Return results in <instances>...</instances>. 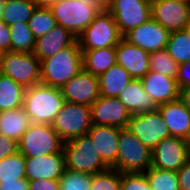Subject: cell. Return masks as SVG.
I'll list each match as a JSON object with an SVG mask.
<instances>
[{"instance_id": "14", "label": "cell", "mask_w": 190, "mask_h": 190, "mask_svg": "<svg viewBox=\"0 0 190 190\" xmlns=\"http://www.w3.org/2000/svg\"><path fill=\"white\" fill-rule=\"evenodd\" d=\"M92 124L126 128L132 113L117 97L99 96L90 106Z\"/></svg>"}, {"instance_id": "18", "label": "cell", "mask_w": 190, "mask_h": 190, "mask_svg": "<svg viewBox=\"0 0 190 190\" xmlns=\"http://www.w3.org/2000/svg\"><path fill=\"white\" fill-rule=\"evenodd\" d=\"M115 48L117 64L121 65L132 79H141L150 71V57L145 50L130 44L124 38Z\"/></svg>"}, {"instance_id": "36", "label": "cell", "mask_w": 190, "mask_h": 190, "mask_svg": "<svg viewBox=\"0 0 190 190\" xmlns=\"http://www.w3.org/2000/svg\"><path fill=\"white\" fill-rule=\"evenodd\" d=\"M92 175L65 169L59 179L60 190H90Z\"/></svg>"}, {"instance_id": "32", "label": "cell", "mask_w": 190, "mask_h": 190, "mask_svg": "<svg viewBox=\"0 0 190 190\" xmlns=\"http://www.w3.org/2000/svg\"><path fill=\"white\" fill-rule=\"evenodd\" d=\"M21 178H26V166L25 157L18 151L0 161V182Z\"/></svg>"}, {"instance_id": "20", "label": "cell", "mask_w": 190, "mask_h": 190, "mask_svg": "<svg viewBox=\"0 0 190 190\" xmlns=\"http://www.w3.org/2000/svg\"><path fill=\"white\" fill-rule=\"evenodd\" d=\"M143 89L157 105L179 99L180 89L175 78L149 71L141 79Z\"/></svg>"}, {"instance_id": "28", "label": "cell", "mask_w": 190, "mask_h": 190, "mask_svg": "<svg viewBox=\"0 0 190 190\" xmlns=\"http://www.w3.org/2000/svg\"><path fill=\"white\" fill-rule=\"evenodd\" d=\"M37 5L33 0L4 1L1 20L8 26L17 22H26L31 18Z\"/></svg>"}, {"instance_id": "50", "label": "cell", "mask_w": 190, "mask_h": 190, "mask_svg": "<svg viewBox=\"0 0 190 190\" xmlns=\"http://www.w3.org/2000/svg\"><path fill=\"white\" fill-rule=\"evenodd\" d=\"M189 31H190V20H189V23H188V28H187Z\"/></svg>"}, {"instance_id": "25", "label": "cell", "mask_w": 190, "mask_h": 190, "mask_svg": "<svg viewBox=\"0 0 190 190\" xmlns=\"http://www.w3.org/2000/svg\"><path fill=\"white\" fill-rule=\"evenodd\" d=\"M31 123L23 107L0 111V134L18 142Z\"/></svg>"}, {"instance_id": "17", "label": "cell", "mask_w": 190, "mask_h": 190, "mask_svg": "<svg viewBox=\"0 0 190 190\" xmlns=\"http://www.w3.org/2000/svg\"><path fill=\"white\" fill-rule=\"evenodd\" d=\"M26 179L28 181L47 179L59 180L66 169L63 151L51 155L25 158Z\"/></svg>"}, {"instance_id": "6", "label": "cell", "mask_w": 190, "mask_h": 190, "mask_svg": "<svg viewBox=\"0 0 190 190\" xmlns=\"http://www.w3.org/2000/svg\"><path fill=\"white\" fill-rule=\"evenodd\" d=\"M25 158L51 155L63 151L64 142L52 125L31 123L18 142Z\"/></svg>"}, {"instance_id": "27", "label": "cell", "mask_w": 190, "mask_h": 190, "mask_svg": "<svg viewBox=\"0 0 190 190\" xmlns=\"http://www.w3.org/2000/svg\"><path fill=\"white\" fill-rule=\"evenodd\" d=\"M25 87L0 73V111L23 107Z\"/></svg>"}, {"instance_id": "3", "label": "cell", "mask_w": 190, "mask_h": 190, "mask_svg": "<svg viewBox=\"0 0 190 190\" xmlns=\"http://www.w3.org/2000/svg\"><path fill=\"white\" fill-rule=\"evenodd\" d=\"M49 8L57 24L69 30L76 38L103 10L101 5L91 0H58Z\"/></svg>"}, {"instance_id": "47", "label": "cell", "mask_w": 190, "mask_h": 190, "mask_svg": "<svg viewBox=\"0 0 190 190\" xmlns=\"http://www.w3.org/2000/svg\"><path fill=\"white\" fill-rule=\"evenodd\" d=\"M3 9H4V0H0V19L2 17Z\"/></svg>"}, {"instance_id": "44", "label": "cell", "mask_w": 190, "mask_h": 190, "mask_svg": "<svg viewBox=\"0 0 190 190\" xmlns=\"http://www.w3.org/2000/svg\"><path fill=\"white\" fill-rule=\"evenodd\" d=\"M179 99L183 102L186 108L190 111V85L183 87L180 90Z\"/></svg>"}, {"instance_id": "33", "label": "cell", "mask_w": 190, "mask_h": 190, "mask_svg": "<svg viewBox=\"0 0 190 190\" xmlns=\"http://www.w3.org/2000/svg\"><path fill=\"white\" fill-rule=\"evenodd\" d=\"M145 174L151 190H180L177 172L150 167Z\"/></svg>"}, {"instance_id": "10", "label": "cell", "mask_w": 190, "mask_h": 190, "mask_svg": "<svg viewBox=\"0 0 190 190\" xmlns=\"http://www.w3.org/2000/svg\"><path fill=\"white\" fill-rule=\"evenodd\" d=\"M106 9L123 36L151 19V0H110Z\"/></svg>"}, {"instance_id": "40", "label": "cell", "mask_w": 190, "mask_h": 190, "mask_svg": "<svg viewBox=\"0 0 190 190\" xmlns=\"http://www.w3.org/2000/svg\"><path fill=\"white\" fill-rule=\"evenodd\" d=\"M11 51V33L9 26L0 19V52Z\"/></svg>"}, {"instance_id": "31", "label": "cell", "mask_w": 190, "mask_h": 190, "mask_svg": "<svg viewBox=\"0 0 190 190\" xmlns=\"http://www.w3.org/2000/svg\"><path fill=\"white\" fill-rule=\"evenodd\" d=\"M28 25L34 38L38 39L47 34L58 24L49 7L37 6L33 11L31 18L28 20Z\"/></svg>"}, {"instance_id": "39", "label": "cell", "mask_w": 190, "mask_h": 190, "mask_svg": "<svg viewBox=\"0 0 190 190\" xmlns=\"http://www.w3.org/2000/svg\"><path fill=\"white\" fill-rule=\"evenodd\" d=\"M29 190H60L59 180H31L29 181Z\"/></svg>"}, {"instance_id": "11", "label": "cell", "mask_w": 190, "mask_h": 190, "mask_svg": "<svg viewBox=\"0 0 190 190\" xmlns=\"http://www.w3.org/2000/svg\"><path fill=\"white\" fill-rule=\"evenodd\" d=\"M126 129L133 133L151 151L160 141L171 136L158 109L132 115Z\"/></svg>"}, {"instance_id": "13", "label": "cell", "mask_w": 190, "mask_h": 190, "mask_svg": "<svg viewBox=\"0 0 190 190\" xmlns=\"http://www.w3.org/2000/svg\"><path fill=\"white\" fill-rule=\"evenodd\" d=\"M151 18L170 33L188 28L190 5L176 0H151Z\"/></svg>"}, {"instance_id": "37", "label": "cell", "mask_w": 190, "mask_h": 190, "mask_svg": "<svg viewBox=\"0 0 190 190\" xmlns=\"http://www.w3.org/2000/svg\"><path fill=\"white\" fill-rule=\"evenodd\" d=\"M121 190H151L145 173H121Z\"/></svg>"}, {"instance_id": "35", "label": "cell", "mask_w": 190, "mask_h": 190, "mask_svg": "<svg viewBox=\"0 0 190 190\" xmlns=\"http://www.w3.org/2000/svg\"><path fill=\"white\" fill-rule=\"evenodd\" d=\"M90 190H121V173L109 168L93 174Z\"/></svg>"}, {"instance_id": "49", "label": "cell", "mask_w": 190, "mask_h": 190, "mask_svg": "<svg viewBox=\"0 0 190 190\" xmlns=\"http://www.w3.org/2000/svg\"><path fill=\"white\" fill-rule=\"evenodd\" d=\"M189 142V159H190V139L188 140Z\"/></svg>"}, {"instance_id": "23", "label": "cell", "mask_w": 190, "mask_h": 190, "mask_svg": "<svg viewBox=\"0 0 190 190\" xmlns=\"http://www.w3.org/2000/svg\"><path fill=\"white\" fill-rule=\"evenodd\" d=\"M117 98L133 115L152 112L158 108V105L143 89L140 79H132Z\"/></svg>"}, {"instance_id": "12", "label": "cell", "mask_w": 190, "mask_h": 190, "mask_svg": "<svg viewBox=\"0 0 190 190\" xmlns=\"http://www.w3.org/2000/svg\"><path fill=\"white\" fill-rule=\"evenodd\" d=\"M189 159L188 140L169 136L152 150L151 167L177 172Z\"/></svg>"}, {"instance_id": "8", "label": "cell", "mask_w": 190, "mask_h": 190, "mask_svg": "<svg viewBox=\"0 0 190 190\" xmlns=\"http://www.w3.org/2000/svg\"><path fill=\"white\" fill-rule=\"evenodd\" d=\"M0 73L25 88L41 83L40 60L31 53L4 52L0 59Z\"/></svg>"}, {"instance_id": "21", "label": "cell", "mask_w": 190, "mask_h": 190, "mask_svg": "<svg viewBox=\"0 0 190 190\" xmlns=\"http://www.w3.org/2000/svg\"><path fill=\"white\" fill-rule=\"evenodd\" d=\"M157 109L171 136L190 139V111L180 99L160 104Z\"/></svg>"}, {"instance_id": "48", "label": "cell", "mask_w": 190, "mask_h": 190, "mask_svg": "<svg viewBox=\"0 0 190 190\" xmlns=\"http://www.w3.org/2000/svg\"><path fill=\"white\" fill-rule=\"evenodd\" d=\"M176 1L184 2V3H186V4H189V5H190V0H176Z\"/></svg>"}, {"instance_id": "46", "label": "cell", "mask_w": 190, "mask_h": 190, "mask_svg": "<svg viewBox=\"0 0 190 190\" xmlns=\"http://www.w3.org/2000/svg\"><path fill=\"white\" fill-rule=\"evenodd\" d=\"M91 1L97 2L103 8H106L110 0H91Z\"/></svg>"}, {"instance_id": "16", "label": "cell", "mask_w": 190, "mask_h": 190, "mask_svg": "<svg viewBox=\"0 0 190 190\" xmlns=\"http://www.w3.org/2000/svg\"><path fill=\"white\" fill-rule=\"evenodd\" d=\"M65 102L91 106L100 96L99 79L97 76L80 71L61 88Z\"/></svg>"}, {"instance_id": "29", "label": "cell", "mask_w": 190, "mask_h": 190, "mask_svg": "<svg viewBox=\"0 0 190 190\" xmlns=\"http://www.w3.org/2000/svg\"><path fill=\"white\" fill-rule=\"evenodd\" d=\"M165 50L179 65L190 61V31L172 32Z\"/></svg>"}, {"instance_id": "42", "label": "cell", "mask_w": 190, "mask_h": 190, "mask_svg": "<svg viewBox=\"0 0 190 190\" xmlns=\"http://www.w3.org/2000/svg\"><path fill=\"white\" fill-rule=\"evenodd\" d=\"M180 190H190V159L177 171Z\"/></svg>"}, {"instance_id": "43", "label": "cell", "mask_w": 190, "mask_h": 190, "mask_svg": "<svg viewBox=\"0 0 190 190\" xmlns=\"http://www.w3.org/2000/svg\"><path fill=\"white\" fill-rule=\"evenodd\" d=\"M0 190H29V181L21 178L16 181L0 182Z\"/></svg>"}, {"instance_id": "24", "label": "cell", "mask_w": 190, "mask_h": 190, "mask_svg": "<svg viewBox=\"0 0 190 190\" xmlns=\"http://www.w3.org/2000/svg\"><path fill=\"white\" fill-rule=\"evenodd\" d=\"M116 58L115 47L82 50L83 70L99 77L117 63Z\"/></svg>"}, {"instance_id": "15", "label": "cell", "mask_w": 190, "mask_h": 190, "mask_svg": "<svg viewBox=\"0 0 190 190\" xmlns=\"http://www.w3.org/2000/svg\"><path fill=\"white\" fill-rule=\"evenodd\" d=\"M170 34L166 28L151 18L130 30L123 38L130 44L152 53L166 48Z\"/></svg>"}, {"instance_id": "19", "label": "cell", "mask_w": 190, "mask_h": 190, "mask_svg": "<svg viewBox=\"0 0 190 190\" xmlns=\"http://www.w3.org/2000/svg\"><path fill=\"white\" fill-rule=\"evenodd\" d=\"M120 128L92 124L87 134L95 144L103 162L117 170V154Z\"/></svg>"}, {"instance_id": "45", "label": "cell", "mask_w": 190, "mask_h": 190, "mask_svg": "<svg viewBox=\"0 0 190 190\" xmlns=\"http://www.w3.org/2000/svg\"><path fill=\"white\" fill-rule=\"evenodd\" d=\"M37 6L49 7L52 3H55L58 0H33Z\"/></svg>"}, {"instance_id": "34", "label": "cell", "mask_w": 190, "mask_h": 190, "mask_svg": "<svg viewBox=\"0 0 190 190\" xmlns=\"http://www.w3.org/2000/svg\"><path fill=\"white\" fill-rule=\"evenodd\" d=\"M149 57L150 71L158 72L162 75L176 79L179 64L169 56L165 49L149 53Z\"/></svg>"}, {"instance_id": "4", "label": "cell", "mask_w": 190, "mask_h": 190, "mask_svg": "<svg viewBox=\"0 0 190 190\" xmlns=\"http://www.w3.org/2000/svg\"><path fill=\"white\" fill-rule=\"evenodd\" d=\"M63 152L68 170L93 175L109 169L88 134L65 142Z\"/></svg>"}, {"instance_id": "7", "label": "cell", "mask_w": 190, "mask_h": 190, "mask_svg": "<svg viewBox=\"0 0 190 190\" xmlns=\"http://www.w3.org/2000/svg\"><path fill=\"white\" fill-rule=\"evenodd\" d=\"M122 39L123 35L112 14L106 8H103L77 38L81 50L116 47Z\"/></svg>"}, {"instance_id": "30", "label": "cell", "mask_w": 190, "mask_h": 190, "mask_svg": "<svg viewBox=\"0 0 190 190\" xmlns=\"http://www.w3.org/2000/svg\"><path fill=\"white\" fill-rule=\"evenodd\" d=\"M11 33V51L31 53L36 39L26 22H17L9 26Z\"/></svg>"}, {"instance_id": "41", "label": "cell", "mask_w": 190, "mask_h": 190, "mask_svg": "<svg viewBox=\"0 0 190 190\" xmlns=\"http://www.w3.org/2000/svg\"><path fill=\"white\" fill-rule=\"evenodd\" d=\"M176 82L180 90L190 85V61L179 65Z\"/></svg>"}, {"instance_id": "26", "label": "cell", "mask_w": 190, "mask_h": 190, "mask_svg": "<svg viewBox=\"0 0 190 190\" xmlns=\"http://www.w3.org/2000/svg\"><path fill=\"white\" fill-rule=\"evenodd\" d=\"M98 79L100 95L106 97H117L132 80L129 73L117 63L101 74Z\"/></svg>"}, {"instance_id": "22", "label": "cell", "mask_w": 190, "mask_h": 190, "mask_svg": "<svg viewBox=\"0 0 190 190\" xmlns=\"http://www.w3.org/2000/svg\"><path fill=\"white\" fill-rule=\"evenodd\" d=\"M77 38L61 25H57L47 34L36 39L33 54L41 61L56 54L62 48L71 45Z\"/></svg>"}, {"instance_id": "9", "label": "cell", "mask_w": 190, "mask_h": 190, "mask_svg": "<svg viewBox=\"0 0 190 190\" xmlns=\"http://www.w3.org/2000/svg\"><path fill=\"white\" fill-rule=\"evenodd\" d=\"M91 126V107L69 102H65L52 123L64 143L87 134Z\"/></svg>"}, {"instance_id": "38", "label": "cell", "mask_w": 190, "mask_h": 190, "mask_svg": "<svg viewBox=\"0 0 190 190\" xmlns=\"http://www.w3.org/2000/svg\"><path fill=\"white\" fill-rule=\"evenodd\" d=\"M18 151V141L0 134V161Z\"/></svg>"}, {"instance_id": "2", "label": "cell", "mask_w": 190, "mask_h": 190, "mask_svg": "<svg viewBox=\"0 0 190 190\" xmlns=\"http://www.w3.org/2000/svg\"><path fill=\"white\" fill-rule=\"evenodd\" d=\"M64 104L65 99L58 87L40 83L25 89L23 108L32 123L52 125Z\"/></svg>"}, {"instance_id": "5", "label": "cell", "mask_w": 190, "mask_h": 190, "mask_svg": "<svg viewBox=\"0 0 190 190\" xmlns=\"http://www.w3.org/2000/svg\"><path fill=\"white\" fill-rule=\"evenodd\" d=\"M117 170L120 173H145L152 163V151L126 128L120 129Z\"/></svg>"}, {"instance_id": "1", "label": "cell", "mask_w": 190, "mask_h": 190, "mask_svg": "<svg viewBox=\"0 0 190 190\" xmlns=\"http://www.w3.org/2000/svg\"><path fill=\"white\" fill-rule=\"evenodd\" d=\"M40 67L41 84L61 88L83 70L82 50L78 40L41 60Z\"/></svg>"}]
</instances>
